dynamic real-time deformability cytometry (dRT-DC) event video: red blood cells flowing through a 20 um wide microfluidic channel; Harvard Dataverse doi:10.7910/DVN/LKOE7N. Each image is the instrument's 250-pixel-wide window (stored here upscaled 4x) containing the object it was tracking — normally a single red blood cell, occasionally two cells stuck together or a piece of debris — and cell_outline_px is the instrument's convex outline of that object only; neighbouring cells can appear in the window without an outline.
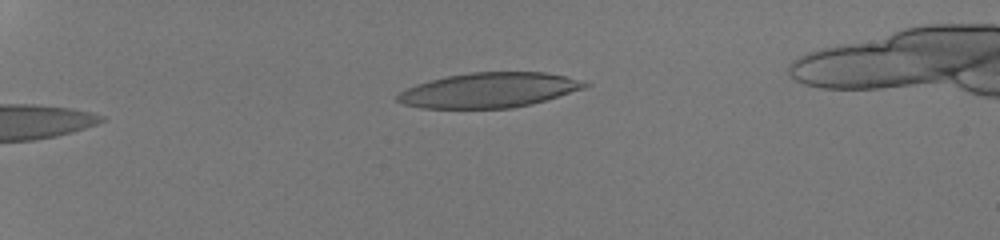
{"species": "human", "species_latin": "Homo sapiens", "temperature_condition": "room temperature", "stored_images_in_passage": 43, "camera_frame_rate_fps": 3000, "um_per_image_px": 0.085, "donor": {"sex": "male"}, "frame": {"image": 1, "passage_image": 6, "time_ms": 1.667, "image_size_px": [1000, 240], "cell_outline_px": [[592, 84], [584, 88], [532, 104], [512, 108], [420, 108], [404, 104], [396, 100], [396, 96], [400, 92], [416, 84], [444, 76], [472, 72], [544, 72], [564, 76]], "centroid_in_image_um": [41.53, 7.66], "position_along_channel_um": 43.5, "area_um2": 37.92}}
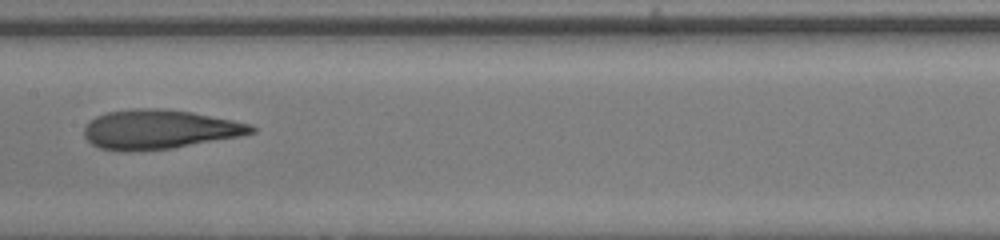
{"frame": {"image": 2, "passage_image": 22, "time_ms": 7.0, "image_size_px": [1000, 240], "cell_outline_px": [[256, 132], [240, 136], [172, 148], [128, 152], [124, 152], [100, 148], [92, 144], [84, 136], [84, 124], [88, 120], [96, 116], [108, 112], [136, 108], [164, 108], [192, 112], [252, 124], [256, 128]], "centroid_in_image_um": [13.51, 10.99], "position_along_channel_um": 193.9, "area_um2": 38.49}}
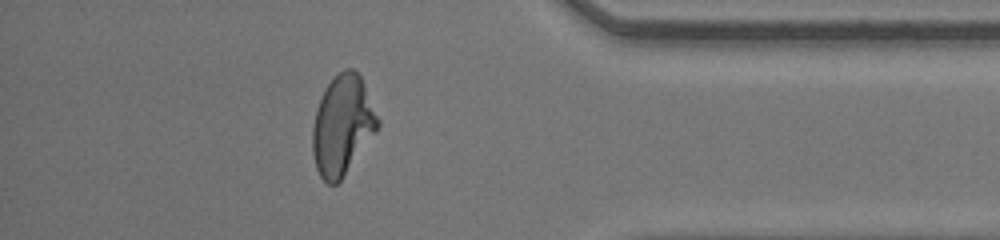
{"frame": {"image": 3, "passage_image": 38, "time_ms": 12.333, "image_size_px": [1000, 240], "cell_outline_px": [[380, 124], [376, 132], [340, 180], [336, 184], [328, 184], [320, 176], [316, 168], [312, 152], [312, 128], [316, 108], [328, 84], [344, 68], [352, 68], [360, 76], [364, 84], [380, 120]], "centroid_in_image_um": [29.1, 10.66], "position_along_channel_um": 406.1, "area_um2": 37.45}, "authors_computed_cell_mechanics": {"area_um2": 38.4948, "velocity_mm_per_s": 4.281, "shape_relaxation_time_tau1_ms": 11.1964, "shape_relaxation_time_tau2_ms": 1.2877, "deformation_change_tau1": 0.3828, "deformation_change_tau2": 0.1024}}